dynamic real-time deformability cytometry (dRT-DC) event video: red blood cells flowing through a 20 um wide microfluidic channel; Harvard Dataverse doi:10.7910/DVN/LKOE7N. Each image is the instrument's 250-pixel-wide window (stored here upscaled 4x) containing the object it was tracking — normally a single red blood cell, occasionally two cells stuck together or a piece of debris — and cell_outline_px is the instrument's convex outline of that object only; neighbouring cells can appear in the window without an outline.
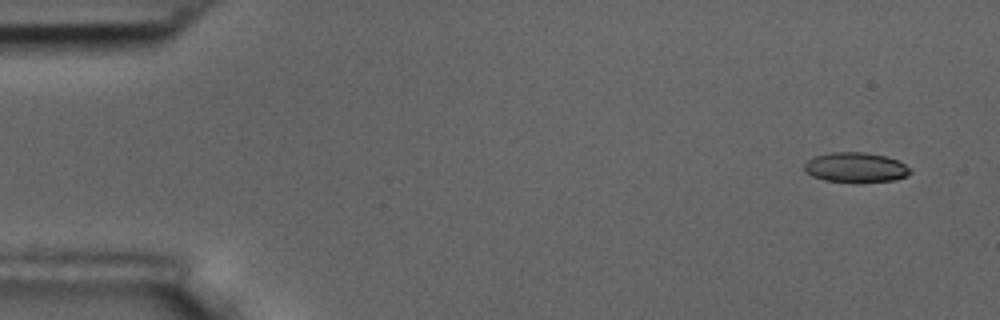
{"species": "common noctule bat (a hibernating species)", "species_latin": "Nyctalus noctula", "temperature_condition": "room temperature", "stored_images_in_passage": 4, "camera_frame_rate_fps": 3000, "um_per_image_px": 0.085, "animal": {"sex": "male", "body_mass_g": 17.5, "forearm_length_mm": 52.3}, "frame": {"image": 1, "passage_image": 1, "time_ms": 0.0, "image_size_px": [1000, 320], "cell_outline_px": [[912, 172], [904, 176], [892, 180], [860, 184], [852, 184], [824, 180], [812, 176], [804, 168], [804, 164], [808, 160], [816, 156], [832, 152], [864, 152], [884, 156], [896, 160], [912, 168]], "centroid_in_image_um": [72.74, 14.26], "position_along_channel_um": 12.3, "area_um2": 18.73}}
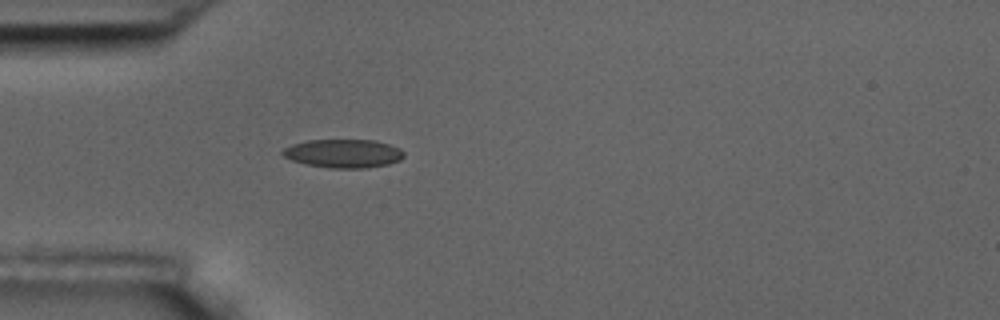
{"frame": {"image": 2, "passage_image": 4, "time_ms": 4.333, "image_size_px": [1000, 320], "cell_outline_px": [[404, 156], [400, 160], [388, 164], [368, 168], [328, 168], [308, 164], [292, 160], [284, 156], [280, 152], [284, 148], [292, 144], [308, 140], [376, 140], [400, 148], [404, 152]], "centroid_in_image_um": [29.2, 13.04], "position_along_channel_um": 55.8, "area_um2": 20.17}}